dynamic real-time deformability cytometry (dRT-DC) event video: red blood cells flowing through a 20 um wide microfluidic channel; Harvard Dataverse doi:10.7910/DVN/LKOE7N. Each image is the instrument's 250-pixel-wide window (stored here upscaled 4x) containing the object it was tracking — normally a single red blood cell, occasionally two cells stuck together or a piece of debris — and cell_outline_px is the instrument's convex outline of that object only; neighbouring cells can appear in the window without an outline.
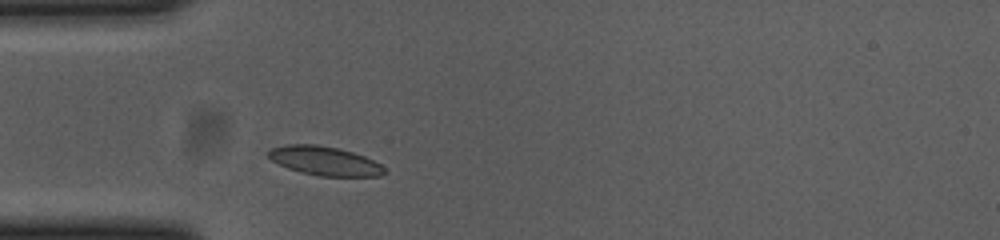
{"species": "common noctule bat (a hibernating species)", "species_latin": "Nyctalus noctula", "temperature_condition": "cold", "stored_images_in_passage": 30, "camera_frame_rate_fps": 3000, "um_per_image_px": 0.085, "animal": {"sex": "female", "body_mass_g": 23.0, "forearm_length_mm": 53.4}, "frame": {"image": 1, "passage_image": 1, "time_ms": 0.0, "image_size_px": [1000, 240], "cell_outline_px": [[388, 172], [380, 176], [320, 176], [300, 172], [288, 168], [272, 160], [264, 152], [272, 148], [288, 144], [316, 144], [336, 148], [352, 152], [364, 156], [380, 164]], "centroid_in_image_um": [27.58, 13.68], "position_along_channel_um": 57.4, "area_um2": 19.54}}
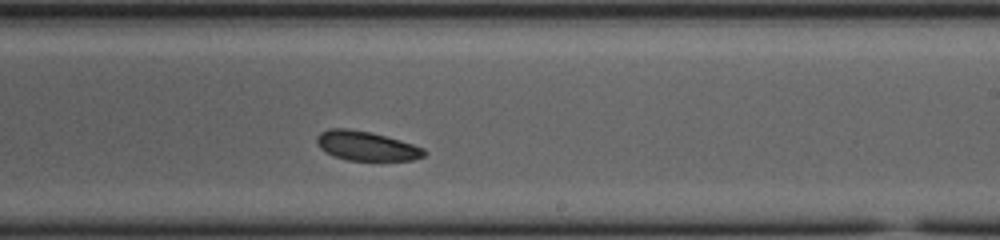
{"frame": {"image": 2, "passage_image": 18, "time_ms": 5.667, "image_size_px": [1000, 240], "cell_outline_px": [[428, 152], [424, 156], [412, 160], [348, 160], [332, 156], [320, 148], [316, 144], [316, 136], [320, 132], [328, 128], [348, 128], [372, 132], [400, 140], [424, 148]], "centroid_in_image_um": [31.11, 12.39], "position_along_channel_um": 257.9, "area_um2": 18.55}}
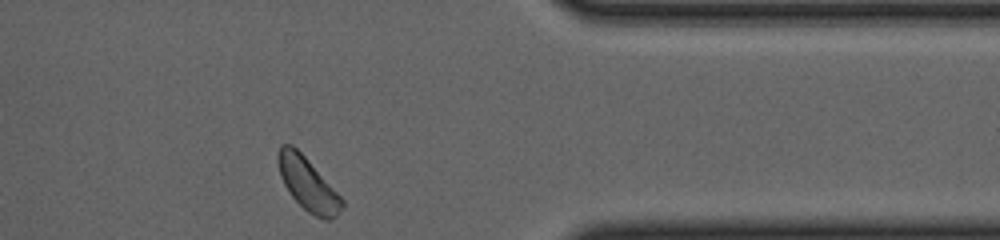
{"frame": {"image": 3, "passage_image": 30, "time_ms": 9.667, "image_size_px": [1000, 240], "cell_outline_px": [[344, 204], [336, 216], [332, 220], [324, 220], [308, 212], [292, 196], [284, 184], [280, 176], [276, 160], [276, 156], [280, 144], [292, 144], [304, 156], [344, 200]], "centroid_in_image_um": [26.13, 15.63], "position_along_channel_um": 385.3, "area_um2": 19.48}, "authors_computed_cell_mechanics": {"area_um2": 19.0451, "velocity_mm_per_s": 3.6088, "shape_relaxation_time_tau1_ms": 6.4992, "shape_relaxation_time_tau2_ms": 2.8949, "deformation_change_tau1": 0.0582, "deformation_change_tau2": 0.0643}}